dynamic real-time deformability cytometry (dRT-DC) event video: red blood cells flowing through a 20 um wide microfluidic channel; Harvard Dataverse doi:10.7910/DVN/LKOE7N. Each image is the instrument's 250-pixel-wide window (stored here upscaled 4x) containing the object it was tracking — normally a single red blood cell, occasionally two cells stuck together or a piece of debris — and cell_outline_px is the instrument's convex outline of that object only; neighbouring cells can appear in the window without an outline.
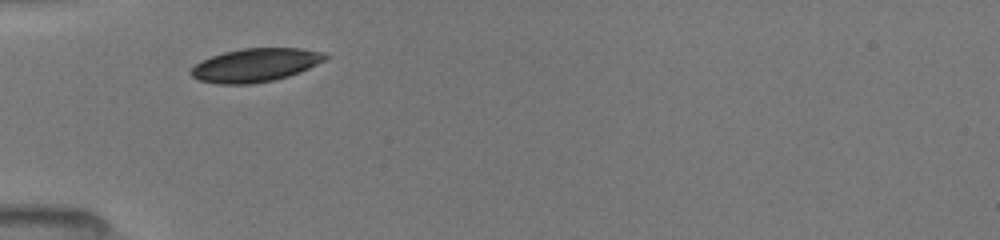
{"species": "common noctule bat (a hibernating species)", "species_latin": "Nyctalus noctula", "temperature_condition": "room temperature", "stored_images_in_passage": 2, "camera_frame_rate_fps": 3000, "um_per_image_px": 0.085, "animal": {"sex": "female", "body_mass_g": 19.5, "forearm_length_mm": 54.1}, "frame": {"image": 1, "passage_image": 1, "time_ms": 0.0, "image_size_px": [1000, 240], "cell_outline_px": [[332, 56], [300, 72], [288, 76], [272, 80], [252, 84], [220, 84], [200, 80], [192, 76], [188, 72], [200, 60], [224, 52], [244, 48], [300, 48], [324, 52]], "centroid_in_image_um": [21.72, 5.52], "position_along_channel_um": 63.3, "area_um2": 26.13}}